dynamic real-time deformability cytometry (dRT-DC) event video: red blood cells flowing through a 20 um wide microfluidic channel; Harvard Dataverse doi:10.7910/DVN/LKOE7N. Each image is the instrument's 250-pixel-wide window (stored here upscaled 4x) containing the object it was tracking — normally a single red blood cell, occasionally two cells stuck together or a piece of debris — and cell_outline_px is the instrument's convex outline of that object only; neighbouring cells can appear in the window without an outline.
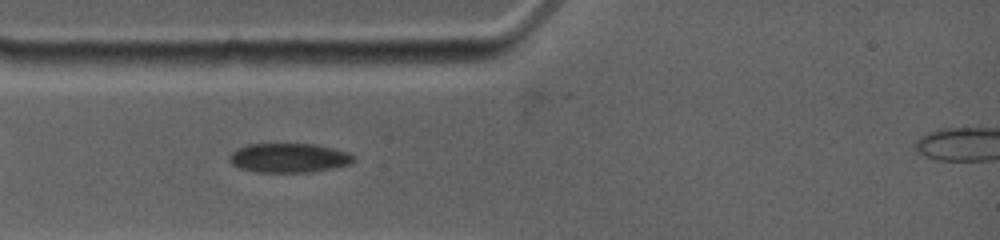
{"species": "common noctule bat (a hibernating species)", "species_latin": "Nyctalus noctula", "temperature_condition": "warm", "stored_images_in_passage": 1, "camera_frame_rate_fps": 4500, "um_per_image_px": 0.085, "animal": {"sex": "female", "body_mass_g": 19.0, "forearm_length_mm": 53.3}, "frame": {"image": 1, "passage_image": 1, "time_ms": 0.0, "image_size_px": [1000, 240], "cell_outline_px": [[356, 160], [352, 164], [312, 172], [256, 172], [240, 168], [232, 164], [228, 160], [228, 156], [232, 152], [248, 144], [316, 144], [348, 152]], "centroid_in_image_um": [24.56, 13.42], "position_along_channel_um": 60.4, "area_um2": 21.21}}